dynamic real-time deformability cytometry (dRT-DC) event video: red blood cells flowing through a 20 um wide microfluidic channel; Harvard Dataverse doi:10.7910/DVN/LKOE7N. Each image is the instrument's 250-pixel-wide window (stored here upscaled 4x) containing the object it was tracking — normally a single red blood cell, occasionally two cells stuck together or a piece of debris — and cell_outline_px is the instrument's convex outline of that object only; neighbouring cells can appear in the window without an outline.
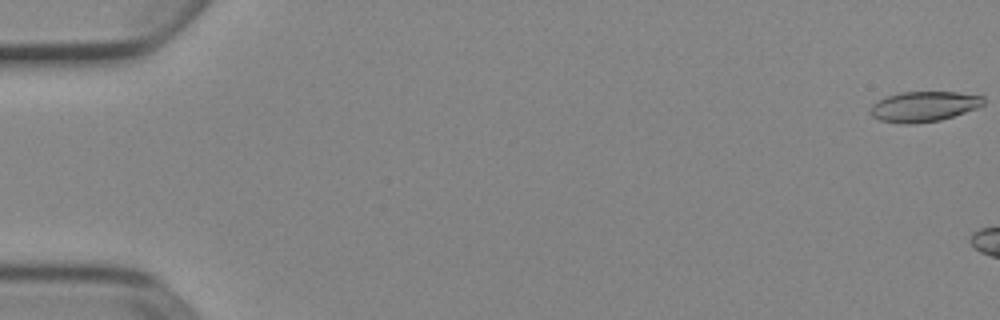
{"species": "Egyptian fruit bat (a non-hibernating species)", "species_latin": "Rousettus aegyptiacus", "temperature_condition": "cold", "stored_images_in_passage": 10, "camera_frame_rate_fps": 3000, "um_per_image_px": 0.085, "animal": {"sex": "female"}, "frame": {"image": 1, "passage_image": 1, "time_ms": 0.0, "image_size_px": [1000, 320], "cell_outline_px": [[984, 104], [976, 108], [940, 120], [912, 124], [904, 124], [880, 120], [872, 116], [868, 112], [868, 108], [872, 104], [888, 96], [900, 92], [956, 92], [984, 96]], "centroid_in_image_um": [78.49, 9.05], "position_along_channel_um": 6.5, "area_um2": 19.88}}